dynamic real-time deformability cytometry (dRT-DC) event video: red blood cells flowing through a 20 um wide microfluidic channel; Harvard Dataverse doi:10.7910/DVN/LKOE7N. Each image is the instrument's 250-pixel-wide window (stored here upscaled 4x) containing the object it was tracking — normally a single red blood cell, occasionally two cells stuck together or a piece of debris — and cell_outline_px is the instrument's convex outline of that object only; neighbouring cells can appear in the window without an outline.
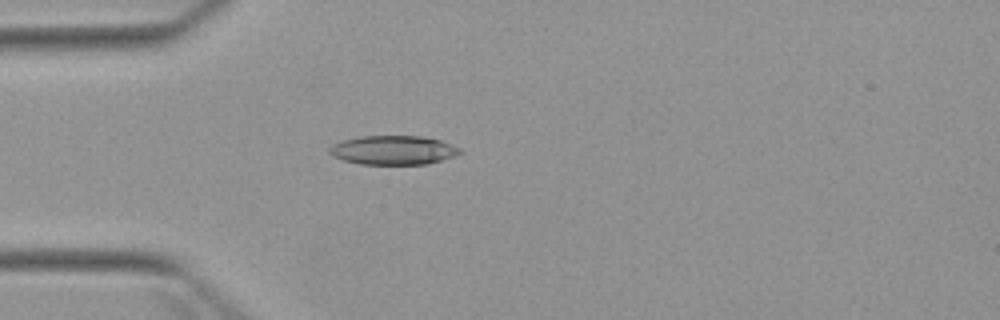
{"species": "Egyptian fruit bat (a non-hibernating species)", "species_latin": "Rousettus aegyptiacus", "temperature_condition": "warm", "stored_images_in_passage": 3, "camera_frame_rate_fps": 3000, "um_per_image_px": 0.085, "animal": {"sex": "female"}, "frame": {"image": 1, "passage_image": 3, "time_ms": 2.333, "image_size_px": [1000, 320], "cell_outline_px": [[464, 152], [428, 164], [360, 164], [344, 160], [332, 156], [328, 152], [328, 148], [332, 144], [344, 140], [360, 136], [420, 136], [440, 140], [452, 144], [460, 148]], "centroid_in_image_um": [33.41, 12.76], "position_along_channel_um": 51.6, "area_um2": 22.08}}